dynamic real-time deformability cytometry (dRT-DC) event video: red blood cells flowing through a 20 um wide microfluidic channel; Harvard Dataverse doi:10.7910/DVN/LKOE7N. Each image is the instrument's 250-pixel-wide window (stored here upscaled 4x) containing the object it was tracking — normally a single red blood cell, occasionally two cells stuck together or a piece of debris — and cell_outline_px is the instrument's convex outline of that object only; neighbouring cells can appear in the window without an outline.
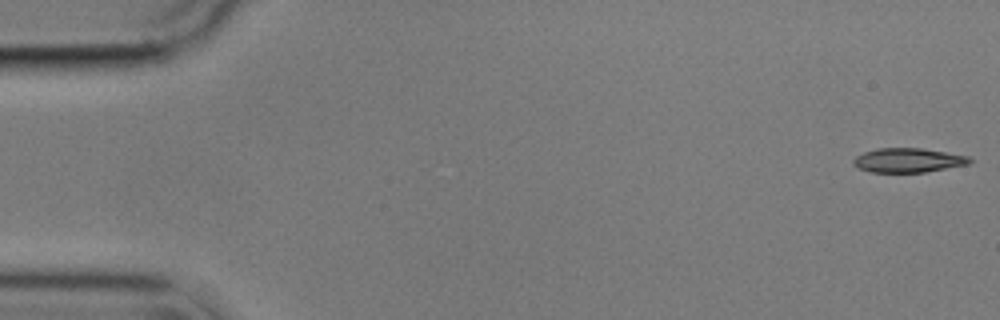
{"species": "common noctule bat (a hibernating species)", "species_latin": "Nyctalus noctula", "temperature_condition": "cold", "stored_images_in_passage": 55, "camera_frame_rate_fps": 3000, "um_per_image_px": 0.085, "animal": {"sex": "male", "body_mass_g": 17.9}, "frame": {"image": 1, "passage_image": 1, "time_ms": 0.0, "image_size_px": [1000, 320], "cell_outline_px": [[972, 160], [968, 164], [924, 172], [872, 172], [856, 168], [852, 164], [852, 160], [856, 156], [864, 152], [876, 148], [920, 148], [968, 156]], "centroid_in_image_um": [77.12, 13.62], "position_along_channel_um": 7.9, "area_um2": 16.36}}
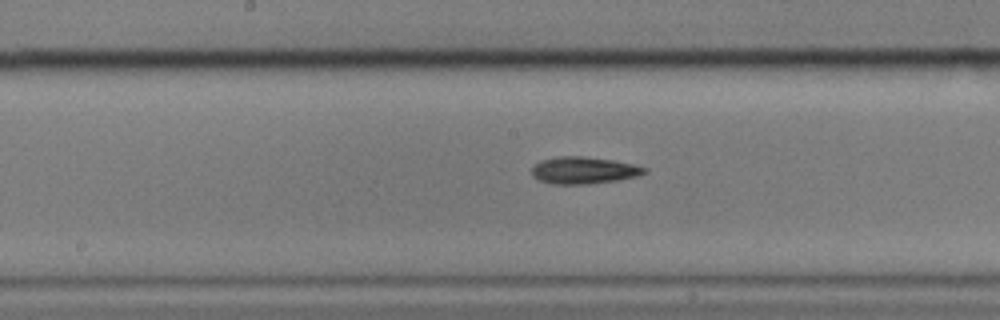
{"frame": {"image": 2, "passage_image": 28, "time_ms": 9.0, "image_size_px": [1000, 320], "cell_outline_px": [[648, 172], [636, 176], [616, 180], [588, 184], [552, 184], [540, 180], [532, 176], [532, 168], [540, 160], [560, 156], [584, 156], [612, 160], [636, 164], [648, 168]], "centroid_in_image_um": [49.64, 14.47], "position_along_channel_um": 198.6, "area_um2": 17.74}}
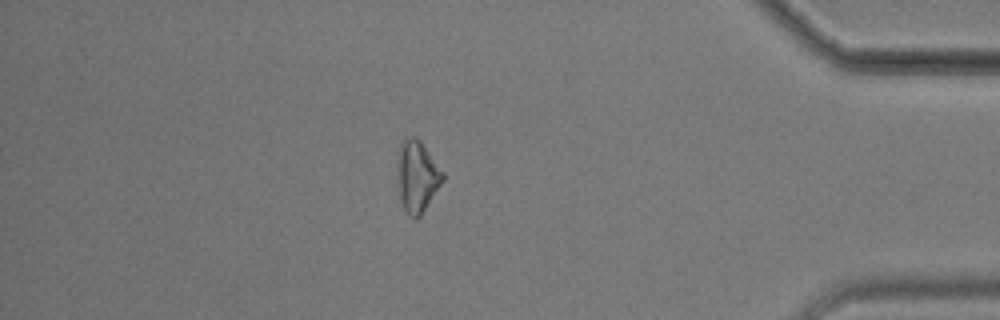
{"frame": {"image": 3, "passage_image": 48, "time_ms": 15.667, "image_size_px": [1000, 320], "cell_outline_px": [[444, 180], [420, 216], [416, 220], [404, 208], [400, 200], [396, 172], [396, 164], [400, 144], [404, 136], [416, 136], [420, 140], [444, 172]], "centroid_in_image_um": [35.43, 14.94], "position_along_channel_um": 399.8, "area_um2": 19.13}, "authors_computed_cell_mechanics": {"area_um2": 17.34, "velocity_mm_per_s": 3.5803, "shape_relaxation_time_tau1_ms": 4.7241, "shape_relaxation_time_tau2_ms": null, "deformation_change_tau1": 0.1068, "deformation_change_tau2": null}}